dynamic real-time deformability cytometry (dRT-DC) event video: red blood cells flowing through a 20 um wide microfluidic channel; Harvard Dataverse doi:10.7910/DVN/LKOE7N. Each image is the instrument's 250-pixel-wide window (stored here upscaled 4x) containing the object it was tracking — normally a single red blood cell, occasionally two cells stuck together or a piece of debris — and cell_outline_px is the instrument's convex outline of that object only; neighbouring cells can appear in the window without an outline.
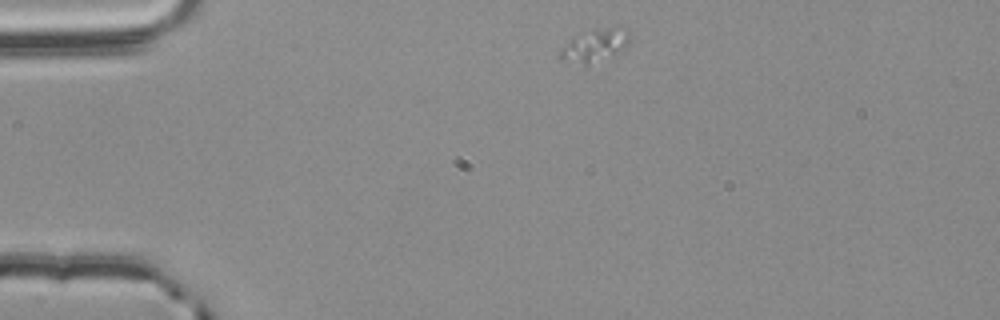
{"species": "common noctule bat (a hibernating species)", "species_latin": "Nyctalus noctula", "temperature_condition": "room temperature", "stored_images_in_passage": 46, "camera_frame_rate_fps": 3000, "um_per_image_px": 0.085, "animal": {"sex": "male", "body_mass_g": 20.4}, "frame": {"image": 1, "passage_image": 1, "time_ms": 0.0, "image_size_px": [1000, 320], "cell_outline_px": [[628, 40], [616, 56], [588, 64], [584, 64], [564, 60], [560, 56], [560, 48], [572, 36], [592, 28], [620, 24], [628, 32]], "centroid_in_image_um": [50.57, 3.79], "position_along_channel_um": 34.4, "area_um2": 13.64}}